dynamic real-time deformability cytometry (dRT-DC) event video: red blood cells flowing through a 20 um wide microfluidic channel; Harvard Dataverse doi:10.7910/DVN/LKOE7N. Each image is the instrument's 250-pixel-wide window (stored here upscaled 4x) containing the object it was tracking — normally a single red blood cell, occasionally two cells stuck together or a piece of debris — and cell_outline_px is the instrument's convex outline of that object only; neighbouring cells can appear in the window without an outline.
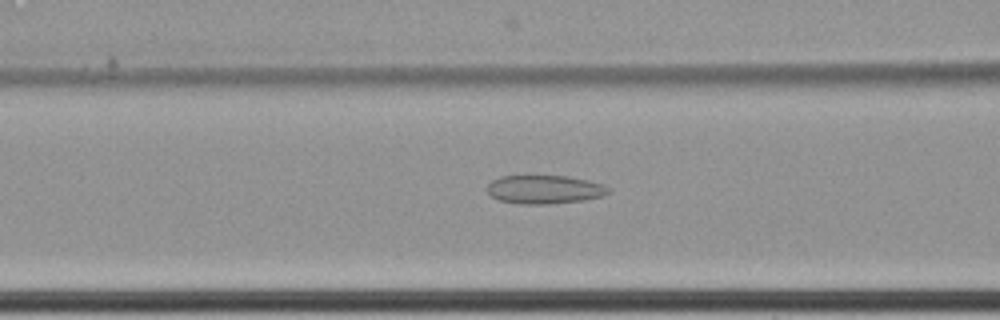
{"species": "common noctule bat (a hibernating species)", "species_latin": "Nyctalus noctula", "temperature_condition": "cold", "stored_images_in_passage": 62, "camera_frame_rate_fps": 3000, "um_per_image_px": 0.085, "animal": {"sex": "female", "body_mass_g": 22.7, "forearm_length_mm": 54.2}, "frame": {"image": 1, "passage_image": 26, "time_ms": 8.333, "image_size_px": [1000, 320], "cell_outline_px": [[608, 192], [600, 196], [584, 200], [548, 204], [520, 204], [500, 200], [492, 196], [488, 192], [488, 184], [492, 180], [500, 176], [568, 176], [588, 180], [604, 184], [608, 188]], "centroid_in_image_um": [46.27, 16.1], "position_along_channel_um": 120.3, "area_um2": 20.0}}
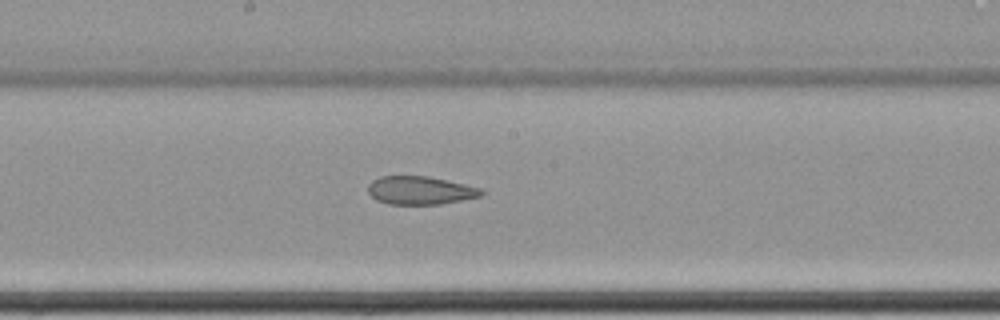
{"frame": {"image": 2, "passage_image": 34, "time_ms": 11.0, "image_size_px": [1000, 320], "cell_outline_px": [[484, 192], [480, 196], [440, 204], [388, 204], [376, 200], [368, 192], [368, 184], [372, 180], [380, 176], [428, 176], [464, 184], [480, 188]], "centroid_in_image_um": [35.67, 16.18], "position_along_channel_um": 212.5, "area_um2": 18.5}}
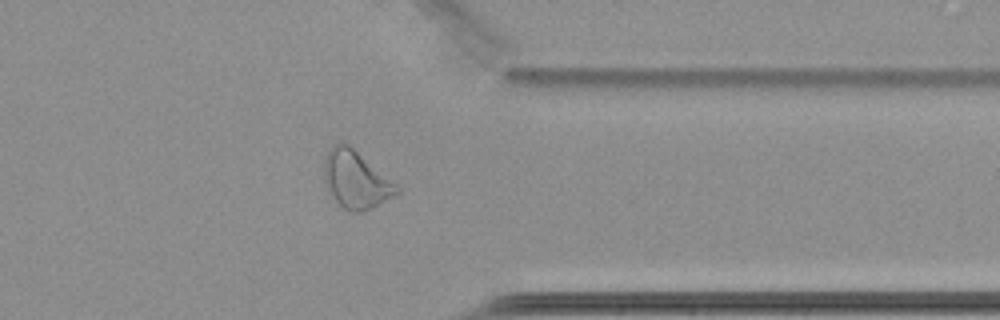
{"frame": {"image": 3, "passage_image": 49, "time_ms": 16.0, "image_size_px": [1000, 320], "cell_outline_px": [[400, 192], [372, 208], [360, 212], [352, 212], [344, 208], [336, 200], [324, 180], [324, 160], [332, 144], [348, 144], [400, 188]], "centroid_in_image_um": [30.24, 15.28], "position_along_channel_um": 381.2, "area_um2": 23.52}}